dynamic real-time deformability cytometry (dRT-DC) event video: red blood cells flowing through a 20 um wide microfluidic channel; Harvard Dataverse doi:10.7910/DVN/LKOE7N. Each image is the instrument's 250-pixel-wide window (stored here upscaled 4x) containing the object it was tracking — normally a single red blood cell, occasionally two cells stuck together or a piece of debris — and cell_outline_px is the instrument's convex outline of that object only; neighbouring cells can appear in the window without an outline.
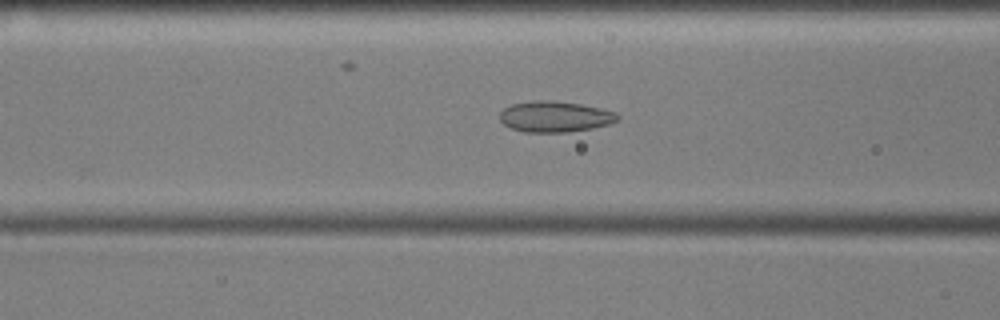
{"species": "common noctule bat (a hibernating species)", "species_latin": "Nyctalus noctula", "temperature_condition": "cold", "stored_images_in_passage": 41, "camera_frame_rate_fps": 3000, "um_per_image_px": 0.085, "animal": {"sex": "male", "body_mass_g": 17.9, "forearm_length_mm": 54.2}, "frame": {"image": 1, "passage_image": 21, "time_ms": 6.667, "image_size_px": [1000, 320], "cell_outline_px": [[620, 120], [608, 124], [592, 128], [568, 132], [524, 132], [512, 128], [504, 124], [500, 120], [500, 112], [504, 108], [512, 104], [536, 100], [556, 100], [580, 104], [600, 108], [616, 112], [620, 116]], "centroid_in_image_um": [47.19, 9.91], "position_along_channel_um": 119.4, "area_um2": 21.27}}
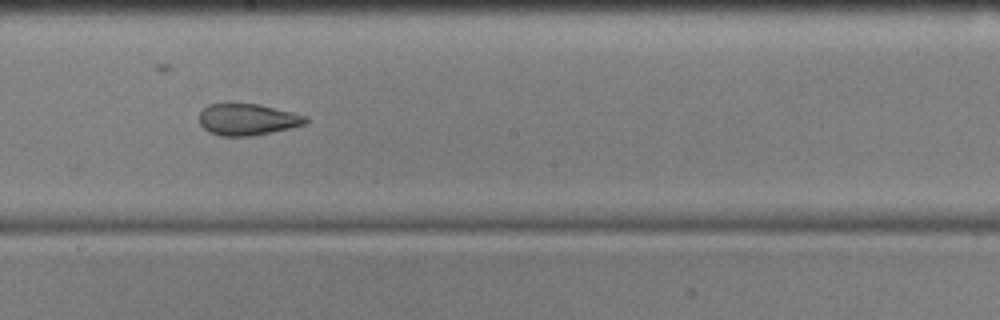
{"frame": {"image": 2, "passage_image": 30, "time_ms": 9.667, "image_size_px": [1000, 320], "cell_outline_px": [[308, 120], [304, 124], [272, 132], [252, 136], [220, 136], [204, 128], [200, 124], [200, 112], [208, 104], [260, 104], [308, 116]], "centroid_in_image_um": [21.05, 10.15], "position_along_channel_um": 227.2, "area_um2": 19.36}}
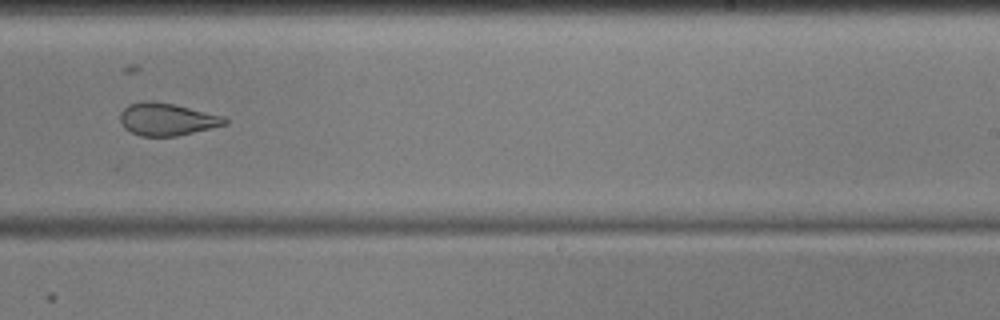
{"frame": {"image": 3, "passage_image": 34, "time_ms": 11.0, "image_size_px": [1000, 320], "cell_outline_px": [[228, 124], [212, 128], [176, 136], [140, 136], [124, 128], [120, 120], [120, 112], [128, 104], [172, 104], [224, 116], [228, 120]], "centroid_in_image_um": [14.23, 10.19], "position_along_channel_um": 274.8, "area_um2": 19.07}}